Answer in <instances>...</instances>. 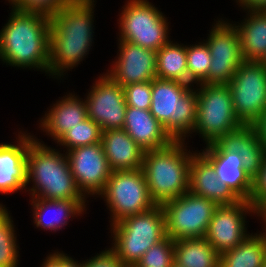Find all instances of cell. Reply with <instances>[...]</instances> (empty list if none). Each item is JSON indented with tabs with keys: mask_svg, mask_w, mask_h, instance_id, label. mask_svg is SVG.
<instances>
[{
	"mask_svg": "<svg viewBox=\"0 0 266 267\" xmlns=\"http://www.w3.org/2000/svg\"><path fill=\"white\" fill-rule=\"evenodd\" d=\"M95 5L96 0H70L50 17L49 78L62 80L88 56L94 43Z\"/></svg>",
	"mask_w": 266,
	"mask_h": 267,
	"instance_id": "1",
	"label": "cell"
},
{
	"mask_svg": "<svg viewBox=\"0 0 266 267\" xmlns=\"http://www.w3.org/2000/svg\"><path fill=\"white\" fill-rule=\"evenodd\" d=\"M0 30V61L18 69L39 70L49 76L50 18L11 8Z\"/></svg>",
	"mask_w": 266,
	"mask_h": 267,
	"instance_id": "2",
	"label": "cell"
},
{
	"mask_svg": "<svg viewBox=\"0 0 266 267\" xmlns=\"http://www.w3.org/2000/svg\"><path fill=\"white\" fill-rule=\"evenodd\" d=\"M61 152L30 134L25 192L29 193L30 198L76 200L87 211L88 200L79 190L71 173L65 150ZM31 182L32 187L27 188Z\"/></svg>",
	"mask_w": 266,
	"mask_h": 267,
	"instance_id": "3",
	"label": "cell"
},
{
	"mask_svg": "<svg viewBox=\"0 0 266 267\" xmlns=\"http://www.w3.org/2000/svg\"><path fill=\"white\" fill-rule=\"evenodd\" d=\"M186 142L174 140L166 147L144 152L141 169L156 205L189 192L190 162L196 151L188 150Z\"/></svg>",
	"mask_w": 266,
	"mask_h": 267,
	"instance_id": "4",
	"label": "cell"
},
{
	"mask_svg": "<svg viewBox=\"0 0 266 267\" xmlns=\"http://www.w3.org/2000/svg\"><path fill=\"white\" fill-rule=\"evenodd\" d=\"M150 112L174 140H188L196 121L194 86L156 77L152 80Z\"/></svg>",
	"mask_w": 266,
	"mask_h": 267,
	"instance_id": "5",
	"label": "cell"
},
{
	"mask_svg": "<svg viewBox=\"0 0 266 267\" xmlns=\"http://www.w3.org/2000/svg\"><path fill=\"white\" fill-rule=\"evenodd\" d=\"M111 248L126 267H134L142 255L166 237L162 205L110 225Z\"/></svg>",
	"mask_w": 266,
	"mask_h": 267,
	"instance_id": "6",
	"label": "cell"
},
{
	"mask_svg": "<svg viewBox=\"0 0 266 267\" xmlns=\"http://www.w3.org/2000/svg\"><path fill=\"white\" fill-rule=\"evenodd\" d=\"M196 86L197 112L191 134H198L208 145L243 125L234 111L227 84H196Z\"/></svg>",
	"mask_w": 266,
	"mask_h": 267,
	"instance_id": "7",
	"label": "cell"
},
{
	"mask_svg": "<svg viewBox=\"0 0 266 267\" xmlns=\"http://www.w3.org/2000/svg\"><path fill=\"white\" fill-rule=\"evenodd\" d=\"M119 13L118 40L158 51L171 39L169 22L148 0H127Z\"/></svg>",
	"mask_w": 266,
	"mask_h": 267,
	"instance_id": "8",
	"label": "cell"
},
{
	"mask_svg": "<svg viewBox=\"0 0 266 267\" xmlns=\"http://www.w3.org/2000/svg\"><path fill=\"white\" fill-rule=\"evenodd\" d=\"M99 196L110 211V225L156 206L150 197L142 169L112 171Z\"/></svg>",
	"mask_w": 266,
	"mask_h": 267,
	"instance_id": "9",
	"label": "cell"
},
{
	"mask_svg": "<svg viewBox=\"0 0 266 267\" xmlns=\"http://www.w3.org/2000/svg\"><path fill=\"white\" fill-rule=\"evenodd\" d=\"M217 206L215 202L190 192L166 201L162 204L166 236L174 241L205 237Z\"/></svg>",
	"mask_w": 266,
	"mask_h": 267,
	"instance_id": "10",
	"label": "cell"
},
{
	"mask_svg": "<svg viewBox=\"0 0 266 267\" xmlns=\"http://www.w3.org/2000/svg\"><path fill=\"white\" fill-rule=\"evenodd\" d=\"M234 111L243 125H253L266 110V68L244 60L227 83Z\"/></svg>",
	"mask_w": 266,
	"mask_h": 267,
	"instance_id": "11",
	"label": "cell"
},
{
	"mask_svg": "<svg viewBox=\"0 0 266 267\" xmlns=\"http://www.w3.org/2000/svg\"><path fill=\"white\" fill-rule=\"evenodd\" d=\"M233 23L219 18L204 39L209 47L211 63L207 77L200 84H227L244 61L240 36Z\"/></svg>",
	"mask_w": 266,
	"mask_h": 267,
	"instance_id": "12",
	"label": "cell"
},
{
	"mask_svg": "<svg viewBox=\"0 0 266 267\" xmlns=\"http://www.w3.org/2000/svg\"><path fill=\"white\" fill-rule=\"evenodd\" d=\"M98 77L84 95L88 117L102 131L123 129L127 109L124 89L105 72Z\"/></svg>",
	"mask_w": 266,
	"mask_h": 267,
	"instance_id": "13",
	"label": "cell"
},
{
	"mask_svg": "<svg viewBox=\"0 0 266 267\" xmlns=\"http://www.w3.org/2000/svg\"><path fill=\"white\" fill-rule=\"evenodd\" d=\"M247 214L258 217V211L246 200L231 205H218L204 238L220 255L233 249L250 235L248 225L245 224L248 222Z\"/></svg>",
	"mask_w": 266,
	"mask_h": 267,
	"instance_id": "14",
	"label": "cell"
},
{
	"mask_svg": "<svg viewBox=\"0 0 266 267\" xmlns=\"http://www.w3.org/2000/svg\"><path fill=\"white\" fill-rule=\"evenodd\" d=\"M65 153L82 194L86 198L99 197L112 173L102 143L73 148Z\"/></svg>",
	"mask_w": 266,
	"mask_h": 267,
	"instance_id": "15",
	"label": "cell"
},
{
	"mask_svg": "<svg viewBox=\"0 0 266 267\" xmlns=\"http://www.w3.org/2000/svg\"><path fill=\"white\" fill-rule=\"evenodd\" d=\"M118 41L116 59L106 73L122 87L156 78V51L128 41Z\"/></svg>",
	"mask_w": 266,
	"mask_h": 267,
	"instance_id": "16",
	"label": "cell"
},
{
	"mask_svg": "<svg viewBox=\"0 0 266 267\" xmlns=\"http://www.w3.org/2000/svg\"><path fill=\"white\" fill-rule=\"evenodd\" d=\"M201 151H228L239 154L245 171L252 179L259 173L266 155V149L253 125H241L221 136L216 142L206 145Z\"/></svg>",
	"mask_w": 266,
	"mask_h": 267,
	"instance_id": "17",
	"label": "cell"
},
{
	"mask_svg": "<svg viewBox=\"0 0 266 267\" xmlns=\"http://www.w3.org/2000/svg\"><path fill=\"white\" fill-rule=\"evenodd\" d=\"M30 133L18 131L16 141L0 143V193L13 194L26 187V156Z\"/></svg>",
	"mask_w": 266,
	"mask_h": 267,
	"instance_id": "18",
	"label": "cell"
},
{
	"mask_svg": "<svg viewBox=\"0 0 266 267\" xmlns=\"http://www.w3.org/2000/svg\"><path fill=\"white\" fill-rule=\"evenodd\" d=\"M189 192L217 205H231L239 199L218 181L213 163L201 152L192 155L189 168Z\"/></svg>",
	"mask_w": 266,
	"mask_h": 267,
	"instance_id": "19",
	"label": "cell"
},
{
	"mask_svg": "<svg viewBox=\"0 0 266 267\" xmlns=\"http://www.w3.org/2000/svg\"><path fill=\"white\" fill-rule=\"evenodd\" d=\"M49 108L38 122V128L55 143L66 131L88 118L85 97L81 99L72 92L52 103Z\"/></svg>",
	"mask_w": 266,
	"mask_h": 267,
	"instance_id": "20",
	"label": "cell"
},
{
	"mask_svg": "<svg viewBox=\"0 0 266 267\" xmlns=\"http://www.w3.org/2000/svg\"><path fill=\"white\" fill-rule=\"evenodd\" d=\"M123 129L144 151L160 149L174 141L150 110L127 106Z\"/></svg>",
	"mask_w": 266,
	"mask_h": 267,
	"instance_id": "21",
	"label": "cell"
},
{
	"mask_svg": "<svg viewBox=\"0 0 266 267\" xmlns=\"http://www.w3.org/2000/svg\"><path fill=\"white\" fill-rule=\"evenodd\" d=\"M213 163L218 181L239 199L249 201L253 179L245 171L239 154L228 151H202Z\"/></svg>",
	"mask_w": 266,
	"mask_h": 267,
	"instance_id": "22",
	"label": "cell"
},
{
	"mask_svg": "<svg viewBox=\"0 0 266 267\" xmlns=\"http://www.w3.org/2000/svg\"><path fill=\"white\" fill-rule=\"evenodd\" d=\"M101 143L112 171L142 168L145 151L124 129L102 131Z\"/></svg>",
	"mask_w": 266,
	"mask_h": 267,
	"instance_id": "23",
	"label": "cell"
},
{
	"mask_svg": "<svg viewBox=\"0 0 266 267\" xmlns=\"http://www.w3.org/2000/svg\"><path fill=\"white\" fill-rule=\"evenodd\" d=\"M30 199L35 228H41L44 231L56 233L67 226L70 218L79 217L86 212L76 200Z\"/></svg>",
	"mask_w": 266,
	"mask_h": 267,
	"instance_id": "24",
	"label": "cell"
},
{
	"mask_svg": "<svg viewBox=\"0 0 266 267\" xmlns=\"http://www.w3.org/2000/svg\"><path fill=\"white\" fill-rule=\"evenodd\" d=\"M241 23H234L240 36L244 60L261 61L266 55V10L246 11Z\"/></svg>",
	"mask_w": 266,
	"mask_h": 267,
	"instance_id": "25",
	"label": "cell"
},
{
	"mask_svg": "<svg viewBox=\"0 0 266 267\" xmlns=\"http://www.w3.org/2000/svg\"><path fill=\"white\" fill-rule=\"evenodd\" d=\"M266 259V231L251 233L233 249L220 255L219 267H263Z\"/></svg>",
	"mask_w": 266,
	"mask_h": 267,
	"instance_id": "26",
	"label": "cell"
},
{
	"mask_svg": "<svg viewBox=\"0 0 266 267\" xmlns=\"http://www.w3.org/2000/svg\"><path fill=\"white\" fill-rule=\"evenodd\" d=\"M174 263L180 267H219L220 254L204 238L174 241Z\"/></svg>",
	"mask_w": 266,
	"mask_h": 267,
	"instance_id": "27",
	"label": "cell"
},
{
	"mask_svg": "<svg viewBox=\"0 0 266 267\" xmlns=\"http://www.w3.org/2000/svg\"><path fill=\"white\" fill-rule=\"evenodd\" d=\"M156 77L195 86L188 79L186 45L170 40L157 51Z\"/></svg>",
	"mask_w": 266,
	"mask_h": 267,
	"instance_id": "28",
	"label": "cell"
},
{
	"mask_svg": "<svg viewBox=\"0 0 266 267\" xmlns=\"http://www.w3.org/2000/svg\"><path fill=\"white\" fill-rule=\"evenodd\" d=\"M10 211L0 203V267L19 265V244ZM19 248V249H18Z\"/></svg>",
	"mask_w": 266,
	"mask_h": 267,
	"instance_id": "29",
	"label": "cell"
},
{
	"mask_svg": "<svg viewBox=\"0 0 266 267\" xmlns=\"http://www.w3.org/2000/svg\"><path fill=\"white\" fill-rule=\"evenodd\" d=\"M102 138V129L89 117L78 123L75 127L66 131L55 143L69 151L73 148L93 145L100 143Z\"/></svg>",
	"mask_w": 266,
	"mask_h": 267,
	"instance_id": "30",
	"label": "cell"
},
{
	"mask_svg": "<svg viewBox=\"0 0 266 267\" xmlns=\"http://www.w3.org/2000/svg\"><path fill=\"white\" fill-rule=\"evenodd\" d=\"M188 79L200 84L208 75L211 63L209 47L203 40L195 44H186Z\"/></svg>",
	"mask_w": 266,
	"mask_h": 267,
	"instance_id": "31",
	"label": "cell"
},
{
	"mask_svg": "<svg viewBox=\"0 0 266 267\" xmlns=\"http://www.w3.org/2000/svg\"><path fill=\"white\" fill-rule=\"evenodd\" d=\"M174 264V240L166 236L149 248L134 267H172Z\"/></svg>",
	"mask_w": 266,
	"mask_h": 267,
	"instance_id": "32",
	"label": "cell"
},
{
	"mask_svg": "<svg viewBox=\"0 0 266 267\" xmlns=\"http://www.w3.org/2000/svg\"><path fill=\"white\" fill-rule=\"evenodd\" d=\"M19 11L39 13L49 18L64 8L70 0H7Z\"/></svg>",
	"mask_w": 266,
	"mask_h": 267,
	"instance_id": "33",
	"label": "cell"
},
{
	"mask_svg": "<svg viewBox=\"0 0 266 267\" xmlns=\"http://www.w3.org/2000/svg\"><path fill=\"white\" fill-rule=\"evenodd\" d=\"M123 89L127 106L150 110L152 81L129 84Z\"/></svg>",
	"mask_w": 266,
	"mask_h": 267,
	"instance_id": "34",
	"label": "cell"
},
{
	"mask_svg": "<svg viewBox=\"0 0 266 267\" xmlns=\"http://www.w3.org/2000/svg\"><path fill=\"white\" fill-rule=\"evenodd\" d=\"M249 202L257 211L266 204V155L259 173L253 178V189Z\"/></svg>",
	"mask_w": 266,
	"mask_h": 267,
	"instance_id": "35",
	"label": "cell"
},
{
	"mask_svg": "<svg viewBox=\"0 0 266 267\" xmlns=\"http://www.w3.org/2000/svg\"><path fill=\"white\" fill-rule=\"evenodd\" d=\"M82 267H126L117 253L112 248L97 253L94 257H89L82 261Z\"/></svg>",
	"mask_w": 266,
	"mask_h": 267,
	"instance_id": "36",
	"label": "cell"
},
{
	"mask_svg": "<svg viewBox=\"0 0 266 267\" xmlns=\"http://www.w3.org/2000/svg\"><path fill=\"white\" fill-rule=\"evenodd\" d=\"M41 267H82V262L77 261L63 251L54 250L43 259ZM79 262V263H78Z\"/></svg>",
	"mask_w": 266,
	"mask_h": 267,
	"instance_id": "37",
	"label": "cell"
},
{
	"mask_svg": "<svg viewBox=\"0 0 266 267\" xmlns=\"http://www.w3.org/2000/svg\"><path fill=\"white\" fill-rule=\"evenodd\" d=\"M236 3L245 11L266 10V0H236Z\"/></svg>",
	"mask_w": 266,
	"mask_h": 267,
	"instance_id": "38",
	"label": "cell"
},
{
	"mask_svg": "<svg viewBox=\"0 0 266 267\" xmlns=\"http://www.w3.org/2000/svg\"><path fill=\"white\" fill-rule=\"evenodd\" d=\"M253 126L258 133L259 139L262 141V145L266 149V110L258 118V120L253 124Z\"/></svg>",
	"mask_w": 266,
	"mask_h": 267,
	"instance_id": "39",
	"label": "cell"
},
{
	"mask_svg": "<svg viewBox=\"0 0 266 267\" xmlns=\"http://www.w3.org/2000/svg\"><path fill=\"white\" fill-rule=\"evenodd\" d=\"M258 216L261 218L262 223H265L264 226L262 225V230L266 231V204L258 211Z\"/></svg>",
	"mask_w": 266,
	"mask_h": 267,
	"instance_id": "40",
	"label": "cell"
},
{
	"mask_svg": "<svg viewBox=\"0 0 266 267\" xmlns=\"http://www.w3.org/2000/svg\"><path fill=\"white\" fill-rule=\"evenodd\" d=\"M261 62H262V64H263V66L266 68V55H265V57L261 60Z\"/></svg>",
	"mask_w": 266,
	"mask_h": 267,
	"instance_id": "41",
	"label": "cell"
},
{
	"mask_svg": "<svg viewBox=\"0 0 266 267\" xmlns=\"http://www.w3.org/2000/svg\"><path fill=\"white\" fill-rule=\"evenodd\" d=\"M172 267H180V266H178L177 264L174 263Z\"/></svg>",
	"mask_w": 266,
	"mask_h": 267,
	"instance_id": "42",
	"label": "cell"
},
{
	"mask_svg": "<svg viewBox=\"0 0 266 267\" xmlns=\"http://www.w3.org/2000/svg\"><path fill=\"white\" fill-rule=\"evenodd\" d=\"M263 267H266V259H265V261H264V265H263Z\"/></svg>",
	"mask_w": 266,
	"mask_h": 267,
	"instance_id": "43",
	"label": "cell"
}]
</instances>
